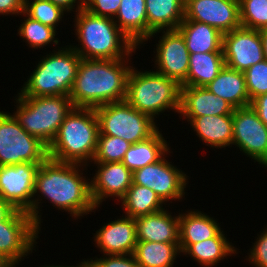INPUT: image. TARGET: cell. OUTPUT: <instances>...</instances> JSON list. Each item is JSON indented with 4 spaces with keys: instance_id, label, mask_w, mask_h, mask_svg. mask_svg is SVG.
<instances>
[{
    "instance_id": "30",
    "label": "cell",
    "mask_w": 267,
    "mask_h": 267,
    "mask_svg": "<svg viewBox=\"0 0 267 267\" xmlns=\"http://www.w3.org/2000/svg\"><path fill=\"white\" fill-rule=\"evenodd\" d=\"M179 243L137 241L133 255L139 267H173Z\"/></svg>"
},
{
    "instance_id": "18",
    "label": "cell",
    "mask_w": 267,
    "mask_h": 267,
    "mask_svg": "<svg viewBox=\"0 0 267 267\" xmlns=\"http://www.w3.org/2000/svg\"><path fill=\"white\" fill-rule=\"evenodd\" d=\"M94 235V242L104 255L133 254L137 244L135 218L124 215L109 221Z\"/></svg>"
},
{
    "instance_id": "38",
    "label": "cell",
    "mask_w": 267,
    "mask_h": 267,
    "mask_svg": "<svg viewBox=\"0 0 267 267\" xmlns=\"http://www.w3.org/2000/svg\"><path fill=\"white\" fill-rule=\"evenodd\" d=\"M254 245L250 248L248 257L246 258L252 266L267 267V228L263 229L260 235H257Z\"/></svg>"
},
{
    "instance_id": "35",
    "label": "cell",
    "mask_w": 267,
    "mask_h": 267,
    "mask_svg": "<svg viewBox=\"0 0 267 267\" xmlns=\"http://www.w3.org/2000/svg\"><path fill=\"white\" fill-rule=\"evenodd\" d=\"M241 26L260 30L267 27V0H239Z\"/></svg>"
},
{
    "instance_id": "16",
    "label": "cell",
    "mask_w": 267,
    "mask_h": 267,
    "mask_svg": "<svg viewBox=\"0 0 267 267\" xmlns=\"http://www.w3.org/2000/svg\"><path fill=\"white\" fill-rule=\"evenodd\" d=\"M184 20L206 23L222 34L241 27L239 0H189Z\"/></svg>"
},
{
    "instance_id": "19",
    "label": "cell",
    "mask_w": 267,
    "mask_h": 267,
    "mask_svg": "<svg viewBox=\"0 0 267 267\" xmlns=\"http://www.w3.org/2000/svg\"><path fill=\"white\" fill-rule=\"evenodd\" d=\"M234 107L205 87L181 86L180 111L182 117L232 115Z\"/></svg>"
},
{
    "instance_id": "14",
    "label": "cell",
    "mask_w": 267,
    "mask_h": 267,
    "mask_svg": "<svg viewBox=\"0 0 267 267\" xmlns=\"http://www.w3.org/2000/svg\"><path fill=\"white\" fill-rule=\"evenodd\" d=\"M222 51L225 65L241 72L265 59L258 30L242 26L223 34Z\"/></svg>"
},
{
    "instance_id": "3",
    "label": "cell",
    "mask_w": 267,
    "mask_h": 267,
    "mask_svg": "<svg viewBox=\"0 0 267 267\" xmlns=\"http://www.w3.org/2000/svg\"><path fill=\"white\" fill-rule=\"evenodd\" d=\"M74 16L77 45L71 47L82 59H124L138 48L113 18L95 16L81 8Z\"/></svg>"
},
{
    "instance_id": "15",
    "label": "cell",
    "mask_w": 267,
    "mask_h": 267,
    "mask_svg": "<svg viewBox=\"0 0 267 267\" xmlns=\"http://www.w3.org/2000/svg\"><path fill=\"white\" fill-rule=\"evenodd\" d=\"M161 32L163 35L159 37L153 51L156 53L154 68L156 67V72L176 80L181 85L187 79L190 56L184 37L178 30H167L152 33L146 41Z\"/></svg>"
},
{
    "instance_id": "1",
    "label": "cell",
    "mask_w": 267,
    "mask_h": 267,
    "mask_svg": "<svg viewBox=\"0 0 267 267\" xmlns=\"http://www.w3.org/2000/svg\"><path fill=\"white\" fill-rule=\"evenodd\" d=\"M87 167L83 164L57 162L50 158L40 164L32 202V219L40 230V198L43 196L53 207L68 212L73 220L97 211L91 195L90 179L83 176Z\"/></svg>"
},
{
    "instance_id": "23",
    "label": "cell",
    "mask_w": 267,
    "mask_h": 267,
    "mask_svg": "<svg viewBox=\"0 0 267 267\" xmlns=\"http://www.w3.org/2000/svg\"><path fill=\"white\" fill-rule=\"evenodd\" d=\"M145 0H121L113 18L121 31L140 49L147 40V15Z\"/></svg>"
},
{
    "instance_id": "46",
    "label": "cell",
    "mask_w": 267,
    "mask_h": 267,
    "mask_svg": "<svg viewBox=\"0 0 267 267\" xmlns=\"http://www.w3.org/2000/svg\"><path fill=\"white\" fill-rule=\"evenodd\" d=\"M75 1L81 8H84L90 0H75Z\"/></svg>"
},
{
    "instance_id": "41",
    "label": "cell",
    "mask_w": 267,
    "mask_h": 267,
    "mask_svg": "<svg viewBox=\"0 0 267 267\" xmlns=\"http://www.w3.org/2000/svg\"><path fill=\"white\" fill-rule=\"evenodd\" d=\"M250 106L257 112L260 120L267 126V93L254 98Z\"/></svg>"
},
{
    "instance_id": "34",
    "label": "cell",
    "mask_w": 267,
    "mask_h": 267,
    "mask_svg": "<svg viewBox=\"0 0 267 267\" xmlns=\"http://www.w3.org/2000/svg\"><path fill=\"white\" fill-rule=\"evenodd\" d=\"M131 143L110 135H99L93 163L122 162Z\"/></svg>"
},
{
    "instance_id": "12",
    "label": "cell",
    "mask_w": 267,
    "mask_h": 267,
    "mask_svg": "<svg viewBox=\"0 0 267 267\" xmlns=\"http://www.w3.org/2000/svg\"><path fill=\"white\" fill-rule=\"evenodd\" d=\"M232 119L233 145L267 168V126L250 105L234 109Z\"/></svg>"
},
{
    "instance_id": "21",
    "label": "cell",
    "mask_w": 267,
    "mask_h": 267,
    "mask_svg": "<svg viewBox=\"0 0 267 267\" xmlns=\"http://www.w3.org/2000/svg\"><path fill=\"white\" fill-rule=\"evenodd\" d=\"M197 133L203 144L215 148H225L233 145L232 115H216L201 117H183Z\"/></svg>"
},
{
    "instance_id": "7",
    "label": "cell",
    "mask_w": 267,
    "mask_h": 267,
    "mask_svg": "<svg viewBox=\"0 0 267 267\" xmlns=\"http://www.w3.org/2000/svg\"><path fill=\"white\" fill-rule=\"evenodd\" d=\"M16 111L12 114L22 128L47 147L53 142L64 118L74 108L69 96L15 98Z\"/></svg>"
},
{
    "instance_id": "24",
    "label": "cell",
    "mask_w": 267,
    "mask_h": 267,
    "mask_svg": "<svg viewBox=\"0 0 267 267\" xmlns=\"http://www.w3.org/2000/svg\"><path fill=\"white\" fill-rule=\"evenodd\" d=\"M205 88L226 100L235 109L251 104L246 90L244 72L231 69L226 65Z\"/></svg>"
},
{
    "instance_id": "4",
    "label": "cell",
    "mask_w": 267,
    "mask_h": 267,
    "mask_svg": "<svg viewBox=\"0 0 267 267\" xmlns=\"http://www.w3.org/2000/svg\"><path fill=\"white\" fill-rule=\"evenodd\" d=\"M99 133L95 109L74 107L49 145L48 158L89 166L96 153Z\"/></svg>"
},
{
    "instance_id": "36",
    "label": "cell",
    "mask_w": 267,
    "mask_h": 267,
    "mask_svg": "<svg viewBox=\"0 0 267 267\" xmlns=\"http://www.w3.org/2000/svg\"><path fill=\"white\" fill-rule=\"evenodd\" d=\"M246 90L250 101L267 93V60L256 63L245 72Z\"/></svg>"
},
{
    "instance_id": "28",
    "label": "cell",
    "mask_w": 267,
    "mask_h": 267,
    "mask_svg": "<svg viewBox=\"0 0 267 267\" xmlns=\"http://www.w3.org/2000/svg\"><path fill=\"white\" fill-rule=\"evenodd\" d=\"M159 129L148 139L132 144L122 163L132 172L157 162L169 149L167 140Z\"/></svg>"
},
{
    "instance_id": "26",
    "label": "cell",
    "mask_w": 267,
    "mask_h": 267,
    "mask_svg": "<svg viewBox=\"0 0 267 267\" xmlns=\"http://www.w3.org/2000/svg\"><path fill=\"white\" fill-rule=\"evenodd\" d=\"M177 30L184 37L189 53L223 52V34L206 23L183 20Z\"/></svg>"
},
{
    "instance_id": "42",
    "label": "cell",
    "mask_w": 267,
    "mask_h": 267,
    "mask_svg": "<svg viewBox=\"0 0 267 267\" xmlns=\"http://www.w3.org/2000/svg\"><path fill=\"white\" fill-rule=\"evenodd\" d=\"M49 1H51L53 4H55L57 6L61 7L68 14H69V12L71 13V11L77 12L78 10L81 9V7L76 3L75 0H49ZM73 9H75V11Z\"/></svg>"
},
{
    "instance_id": "17",
    "label": "cell",
    "mask_w": 267,
    "mask_h": 267,
    "mask_svg": "<svg viewBox=\"0 0 267 267\" xmlns=\"http://www.w3.org/2000/svg\"><path fill=\"white\" fill-rule=\"evenodd\" d=\"M97 171L91 178V195L96 208L111 196L119 201L133 183V172L122 162L94 163ZM107 198V199H106Z\"/></svg>"
},
{
    "instance_id": "45",
    "label": "cell",
    "mask_w": 267,
    "mask_h": 267,
    "mask_svg": "<svg viewBox=\"0 0 267 267\" xmlns=\"http://www.w3.org/2000/svg\"><path fill=\"white\" fill-rule=\"evenodd\" d=\"M12 263L7 260L3 255H0V267H11Z\"/></svg>"
},
{
    "instance_id": "29",
    "label": "cell",
    "mask_w": 267,
    "mask_h": 267,
    "mask_svg": "<svg viewBox=\"0 0 267 267\" xmlns=\"http://www.w3.org/2000/svg\"><path fill=\"white\" fill-rule=\"evenodd\" d=\"M223 52L190 53L187 79L181 86H207L224 68Z\"/></svg>"
},
{
    "instance_id": "37",
    "label": "cell",
    "mask_w": 267,
    "mask_h": 267,
    "mask_svg": "<svg viewBox=\"0 0 267 267\" xmlns=\"http://www.w3.org/2000/svg\"><path fill=\"white\" fill-rule=\"evenodd\" d=\"M102 257L94 260L83 259L82 267H139L133 254L102 255Z\"/></svg>"
},
{
    "instance_id": "44",
    "label": "cell",
    "mask_w": 267,
    "mask_h": 267,
    "mask_svg": "<svg viewBox=\"0 0 267 267\" xmlns=\"http://www.w3.org/2000/svg\"><path fill=\"white\" fill-rule=\"evenodd\" d=\"M258 32L262 40L264 58L267 60V27L258 30Z\"/></svg>"
},
{
    "instance_id": "33",
    "label": "cell",
    "mask_w": 267,
    "mask_h": 267,
    "mask_svg": "<svg viewBox=\"0 0 267 267\" xmlns=\"http://www.w3.org/2000/svg\"><path fill=\"white\" fill-rule=\"evenodd\" d=\"M24 13L31 19L57 30V24L62 21L67 12L49 0H27L24 5Z\"/></svg>"
},
{
    "instance_id": "9",
    "label": "cell",
    "mask_w": 267,
    "mask_h": 267,
    "mask_svg": "<svg viewBox=\"0 0 267 267\" xmlns=\"http://www.w3.org/2000/svg\"><path fill=\"white\" fill-rule=\"evenodd\" d=\"M47 158L48 147L27 133L12 113L0 111V166L41 164Z\"/></svg>"
},
{
    "instance_id": "27",
    "label": "cell",
    "mask_w": 267,
    "mask_h": 267,
    "mask_svg": "<svg viewBox=\"0 0 267 267\" xmlns=\"http://www.w3.org/2000/svg\"><path fill=\"white\" fill-rule=\"evenodd\" d=\"M231 244L229 239L227 240V236L223 230H220L212 238L191 244L182 255H187V257L189 255L203 267H213L215 265L217 266L221 260L223 261L224 257L226 258L228 255L232 256L239 252Z\"/></svg>"
},
{
    "instance_id": "2",
    "label": "cell",
    "mask_w": 267,
    "mask_h": 267,
    "mask_svg": "<svg viewBox=\"0 0 267 267\" xmlns=\"http://www.w3.org/2000/svg\"><path fill=\"white\" fill-rule=\"evenodd\" d=\"M124 59H81L69 97L76 108H97L126 99L130 70ZM129 63V66H128Z\"/></svg>"
},
{
    "instance_id": "43",
    "label": "cell",
    "mask_w": 267,
    "mask_h": 267,
    "mask_svg": "<svg viewBox=\"0 0 267 267\" xmlns=\"http://www.w3.org/2000/svg\"><path fill=\"white\" fill-rule=\"evenodd\" d=\"M16 209L0 197V222L6 220Z\"/></svg>"
},
{
    "instance_id": "40",
    "label": "cell",
    "mask_w": 267,
    "mask_h": 267,
    "mask_svg": "<svg viewBox=\"0 0 267 267\" xmlns=\"http://www.w3.org/2000/svg\"><path fill=\"white\" fill-rule=\"evenodd\" d=\"M25 2L23 0H0V15L19 16L24 13Z\"/></svg>"
},
{
    "instance_id": "39",
    "label": "cell",
    "mask_w": 267,
    "mask_h": 267,
    "mask_svg": "<svg viewBox=\"0 0 267 267\" xmlns=\"http://www.w3.org/2000/svg\"><path fill=\"white\" fill-rule=\"evenodd\" d=\"M120 3L121 0H90L83 9L95 16L114 18Z\"/></svg>"
},
{
    "instance_id": "10",
    "label": "cell",
    "mask_w": 267,
    "mask_h": 267,
    "mask_svg": "<svg viewBox=\"0 0 267 267\" xmlns=\"http://www.w3.org/2000/svg\"><path fill=\"white\" fill-rule=\"evenodd\" d=\"M40 229L31 216L16 209L6 220L0 222V255L19 265L34 249ZM24 257V258H22Z\"/></svg>"
},
{
    "instance_id": "47",
    "label": "cell",
    "mask_w": 267,
    "mask_h": 267,
    "mask_svg": "<svg viewBox=\"0 0 267 267\" xmlns=\"http://www.w3.org/2000/svg\"><path fill=\"white\" fill-rule=\"evenodd\" d=\"M42 267H82V263L79 262L76 266H73V265L72 266H67V265L66 266H64V265H62V266L61 265H49V266H47V265H45V266H42Z\"/></svg>"
},
{
    "instance_id": "22",
    "label": "cell",
    "mask_w": 267,
    "mask_h": 267,
    "mask_svg": "<svg viewBox=\"0 0 267 267\" xmlns=\"http://www.w3.org/2000/svg\"><path fill=\"white\" fill-rule=\"evenodd\" d=\"M193 210V211H192ZM179 214V247L181 254L191 245L214 237L220 230L219 223L209 215L192 209Z\"/></svg>"
},
{
    "instance_id": "5",
    "label": "cell",
    "mask_w": 267,
    "mask_h": 267,
    "mask_svg": "<svg viewBox=\"0 0 267 267\" xmlns=\"http://www.w3.org/2000/svg\"><path fill=\"white\" fill-rule=\"evenodd\" d=\"M57 48L36 64V68L18 92L19 96H69L82 58L71 45Z\"/></svg>"
},
{
    "instance_id": "20",
    "label": "cell",
    "mask_w": 267,
    "mask_h": 267,
    "mask_svg": "<svg viewBox=\"0 0 267 267\" xmlns=\"http://www.w3.org/2000/svg\"><path fill=\"white\" fill-rule=\"evenodd\" d=\"M162 209L135 218L137 241L179 243V215Z\"/></svg>"
},
{
    "instance_id": "32",
    "label": "cell",
    "mask_w": 267,
    "mask_h": 267,
    "mask_svg": "<svg viewBox=\"0 0 267 267\" xmlns=\"http://www.w3.org/2000/svg\"><path fill=\"white\" fill-rule=\"evenodd\" d=\"M24 20L17 32L18 35L26 41V44L33 49H40L49 44L59 45V39L56 38L57 31L43 23L33 20L28 17L25 13H22Z\"/></svg>"
},
{
    "instance_id": "6",
    "label": "cell",
    "mask_w": 267,
    "mask_h": 267,
    "mask_svg": "<svg viewBox=\"0 0 267 267\" xmlns=\"http://www.w3.org/2000/svg\"><path fill=\"white\" fill-rule=\"evenodd\" d=\"M132 67L128 75L126 101L154 121L160 113L180 111L181 85L174 79L152 70ZM157 115V116H156ZM156 117V118H155Z\"/></svg>"
},
{
    "instance_id": "31",
    "label": "cell",
    "mask_w": 267,
    "mask_h": 267,
    "mask_svg": "<svg viewBox=\"0 0 267 267\" xmlns=\"http://www.w3.org/2000/svg\"><path fill=\"white\" fill-rule=\"evenodd\" d=\"M122 202L125 216L137 218L164 209L161 198L149 187L132 183Z\"/></svg>"
},
{
    "instance_id": "13",
    "label": "cell",
    "mask_w": 267,
    "mask_h": 267,
    "mask_svg": "<svg viewBox=\"0 0 267 267\" xmlns=\"http://www.w3.org/2000/svg\"><path fill=\"white\" fill-rule=\"evenodd\" d=\"M40 164L22 163L0 166V197L32 218L36 173Z\"/></svg>"
},
{
    "instance_id": "25",
    "label": "cell",
    "mask_w": 267,
    "mask_h": 267,
    "mask_svg": "<svg viewBox=\"0 0 267 267\" xmlns=\"http://www.w3.org/2000/svg\"><path fill=\"white\" fill-rule=\"evenodd\" d=\"M147 39L158 31L177 30L184 20L182 0H145Z\"/></svg>"
},
{
    "instance_id": "11",
    "label": "cell",
    "mask_w": 267,
    "mask_h": 267,
    "mask_svg": "<svg viewBox=\"0 0 267 267\" xmlns=\"http://www.w3.org/2000/svg\"><path fill=\"white\" fill-rule=\"evenodd\" d=\"M168 152L172 153L169 149L157 162L133 172V183L152 189L165 205L169 201L182 200L189 184L188 175L165 159Z\"/></svg>"
},
{
    "instance_id": "8",
    "label": "cell",
    "mask_w": 267,
    "mask_h": 267,
    "mask_svg": "<svg viewBox=\"0 0 267 267\" xmlns=\"http://www.w3.org/2000/svg\"><path fill=\"white\" fill-rule=\"evenodd\" d=\"M99 135L119 137L131 144L151 137L158 129L149 115L134 109L126 100L95 108Z\"/></svg>"
}]
</instances>
